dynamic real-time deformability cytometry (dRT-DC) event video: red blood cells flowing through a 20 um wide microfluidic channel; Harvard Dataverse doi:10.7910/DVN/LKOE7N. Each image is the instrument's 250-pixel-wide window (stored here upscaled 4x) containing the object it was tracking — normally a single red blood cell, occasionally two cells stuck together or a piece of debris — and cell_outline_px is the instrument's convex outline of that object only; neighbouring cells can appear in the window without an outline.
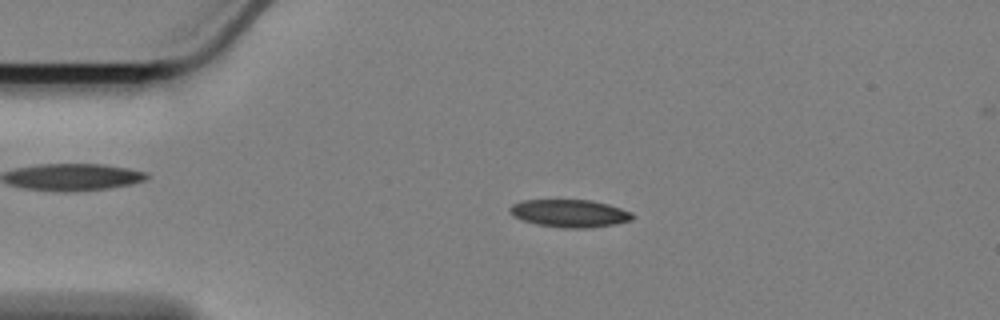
{"species": "Egyptian fruit bat (a non-hibernating species)", "species_latin": "Rousettus aegyptiacus", "temperature_condition": "cold", "stored_images_in_passage": 58, "camera_frame_rate_fps": 3000, "um_per_image_px": 0.085, "animal": {"sex": "female"}, "frame": {"image": 1, "passage_image": 12, "time_ms": 3.667, "image_size_px": [1000, 320], "cell_outline_px": [[632, 220], [612, 224], [584, 228], [564, 228], [536, 224], [524, 220], [516, 216], [508, 208], [512, 204], [524, 200], [588, 200], [608, 204], [632, 212]], "centroid_in_image_um": [48.42, 18.13], "position_along_channel_um": 36.6, "area_um2": 19.36}}
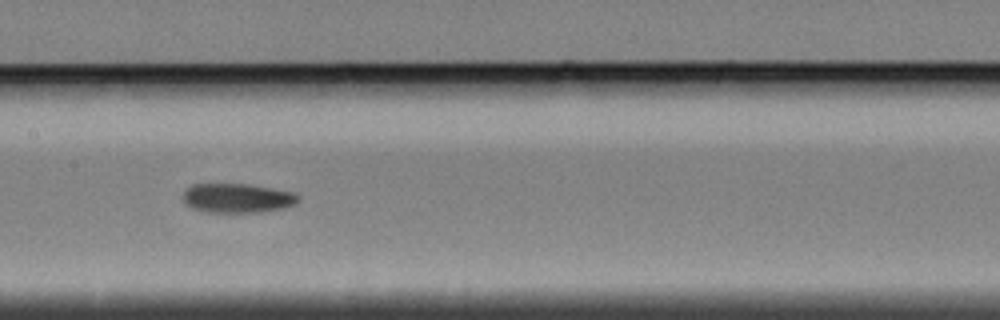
{"frame": {"image": 2, "passage_image": 28, "time_ms": 9.0, "image_size_px": [1000, 320], "cell_outline_px": [[296, 200], [292, 204], [284, 208], [260, 212], [208, 212], [192, 208], [184, 200], [184, 192], [192, 184], [248, 184], [292, 192], [296, 196]], "centroid_in_image_um": [20.13, 16.84], "position_along_channel_um": 187.3, "area_um2": 19.19}}
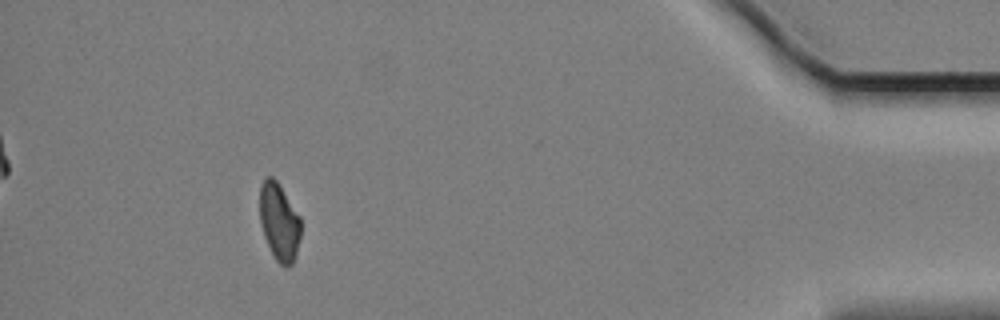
{"frame": {"image": 3, "passage_image": 53, "time_ms": 17.333, "image_size_px": [1000, 320], "cell_outline_px": [[300, 236], [296, 252], [292, 264], [288, 268], [284, 268], [276, 260], [264, 236], [260, 224], [260, 184], [264, 176], [272, 176], [276, 180], [300, 216]], "centroid_in_image_um": [23.72, 18.84], "position_along_channel_um": 411.5, "area_um2": 18.5}}